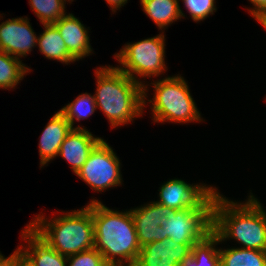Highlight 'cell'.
Instances as JSON below:
<instances>
[{
	"instance_id": "15",
	"label": "cell",
	"mask_w": 266,
	"mask_h": 266,
	"mask_svg": "<svg viewBox=\"0 0 266 266\" xmlns=\"http://www.w3.org/2000/svg\"><path fill=\"white\" fill-rule=\"evenodd\" d=\"M21 237L28 246L21 245L18 249L33 266H66L67 256L50 247L29 226L25 227Z\"/></svg>"
},
{
	"instance_id": "26",
	"label": "cell",
	"mask_w": 266,
	"mask_h": 266,
	"mask_svg": "<svg viewBox=\"0 0 266 266\" xmlns=\"http://www.w3.org/2000/svg\"><path fill=\"white\" fill-rule=\"evenodd\" d=\"M254 8L249 9V13L260 22L266 16V0H249Z\"/></svg>"
},
{
	"instance_id": "10",
	"label": "cell",
	"mask_w": 266,
	"mask_h": 266,
	"mask_svg": "<svg viewBox=\"0 0 266 266\" xmlns=\"http://www.w3.org/2000/svg\"><path fill=\"white\" fill-rule=\"evenodd\" d=\"M171 210L157 202L130 209L141 248L146 244L164 239L162 227L167 225V216Z\"/></svg>"
},
{
	"instance_id": "13",
	"label": "cell",
	"mask_w": 266,
	"mask_h": 266,
	"mask_svg": "<svg viewBox=\"0 0 266 266\" xmlns=\"http://www.w3.org/2000/svg\"><path fill=\"white\" fill-rule=\"evenodd\" d=\"M101 140V137H94L89 130L77 126L66 135L58 156L68 161L76 174L87 161L89 153Z\"/></svg>"
},
{
	"instance_id": "19",
	"label": "cell",
	"mask_w": 266,
	"mask_h": 266,
	"mask_svg": "<svg viewBox=\"0 0 266 266\" xmlns=\"http://www.w3.org/2000/svg\"><path fill=\"white\" fill-rule=\"evenodd\" d=\"M219 242V237L212 231L193 245L192 256L180 266H221L219 249L215 248Z\"/></svg>"
},
{
	"instance_id": "4",
	"label": "cell",
	"mask_w": 266,
	"mask_h": 266,
	"mask_svg": "<svg viewBox=\"0 0 266 266\" xmlns=\"http://www.w3.org/2000/svg\"><path fill=\"white\" fill-rule=\"evenodd\" d=\"M47 220L45 216L38 214L28 226L61 255L68 257L94 248L90 203L81 210Z\"/></svg>"
},
{
	"instance_id": "6",
	"label": "cell",
	"mask_w": 266,
	"mask_h": 266,
	"mask_svg": "<svg viewBox=\"0 0 266 266\" xmlns=\"http://www.w3.org/2000/svg\"><path fill=\"white\" fill-rule=\"evenodd\" d=\"M164 49L165 37L161 33L133 44L127 43L119 53L114 54V58L122 65L116 68L144 86V107L147 86L135 76L150 78V76L156 77L163 73L166 70Z\"/></svg>"
},
{
	"instance_id": "7",
	"label": "cell",
	"mask_w": 266,
	"mask_h": 266,
	"mask_svg": "<svg viewBox=\"0 0 266 266\" xmlns=\"http://www.w3.org/2000/svg\"><path fill=\"white\" fill-rule=\"evenodd\" d=\"M214 201L215 196L204 207L171 210L167 225L162 227L164 239L185 244H195L204 239L212 232Z\"/></svg>"
},
{
	"instance_id": "24",
	"label": "cell",
	"mask_w": 266,
	"mask_h": 266,
	"mask_svg": "<svg viewBox=\"0 0 266 266\" xmlns=\"http://www.w3.org/2000/svg\"><path fill=\"white\" fill-rule=\"evenodd\" d=\"M195 22L204 20L216 11L215 0H182Z\"/></svg>"
},
{
	"instance_id": "17",
	"label": "cell",
	"mask_w": 266,
	"mask_h": 266,
	"mask_svg": "<svg viewBox=\"0 0 266 266\" xmlns=\"http://www.w3.org/2000/svg\"><path fill=\"white\" fill-rule=\"evenodd\" d=\"M45 30L38 36L37 45L47 58L68 64L76 61L68 52L66 44L54 24H44Z\"/></svg>"
},
{
	"instance_id": "21",
	"label": "cell",
	"mask_w": 266,
	"mask_h": 266,
	"mask_svg": "<svg viewBox=\"0 0 266 266\" xmlns=\"http://www.w3.org/2000/svg\"><path fill=\"white\" fill-rule=\"evenodd\" d=\"M29 70L30 68L26 67L19 58L0 51V88L15 89Z\"/></svg>"
},
{
	"instance_id": "28",
	"label": "cell",
	"mask_w": 266,
	"mask_h": 266,
	"mask_svg": "<svg viewBox=\"0 0 266 266\" xmlns=\"http://www.w3.org/2000/svg\"><path fill=\"white\" fill-rule=\"evenodd\" d=\"M110 6L112 12H116L115 10L120 9L121 6H124L128 0H105Z\"/></svg>"
},
{
	"instance_id": "25",
	"label": "cell",
	"mask_w": 266,
	"mask_h": 266,
	"mask_svg": "<svg viewBox=\"0 0 266 266\" xmlns=\"http://www.w3.org/2000/svg\"><path fill=\"white\" fill-rule=\"evenodd\" d=\"M69 266H101L105 261L95 248L67 257Z\"/></svg>"
},
{
	"instance_id": "9",
	"label": "cell",
	"mask_w": 266,
	"mask_h": 266,
	"mask_svg": "<svg viewBox=\"0 0 266 266\" xmlns=\"http://www.w3.org/2000/svg\"><path fill=\"white\" fill-rule=\"evenodd\" d=\"M217 188L206 185H191L181 179H171L159 190V200L155 201L172 210L204 207L217 192Z\"/></svg>"
},
{
	"instance_id": "12",
	"label": "cell",
	"mask_w": 266,
	"mask_h": 266,
	"mask_svg": "<svg viewBox=\"0 0 266 266\" xmlns=\"http://www.w3.org/2000/svg\"><path fill=\"white\" fill-rule=\"evenodd\" d=\"M36 36L27 17L8 19L0 24V51L20 59L37 45Z\"/></svg>"
},
{
	"instance_id": "2",
	"label": "cell",
	"mask_w": 266,
	"mask_h": 266,
	"mask_svg": "<svg viewBox=\"0 0 266 266\" xmlns=\"http://www.w3.org/2000/svg\"><path fill=\"white\" fill-rule=\"evenodd\" d=\"M90 211L94 225V248L104 261L134 266L141 247L131 211H114L92 199ZM118 256V258H117Z\"/></svg>"
},
{
	"instance_id": "22",
	"label": "cell",
	"mask_w": 266,
	"mask_h": 266,
	"mask_svg": "<svg viewBox=\"0 0 266 266\" xmlns=\"http://www.w3.org/2000/svg\"><path fill=\"white\" fill-rule=\"evenodd\" d=\"M97 109L94 96L88 93L79 95L73 102L59 110L74 129V121H80L91 116ZM75 119V120H74Z\"/></svg>"
},
{
	"instance_id": "3",
	"label": "cell",
	"mask_w": 266,
	"mask_h": 266,
	"mask_svg": "<svg viewBox=\"0 0 266 266\" xmlns=\"http://www.w3.org/2000/svg\"><path fill=\"white\" fill-rule=\"evenodd\" d=\"M95 74L96 106L103 111L113 128L142 115L144 86L112 66H102L95 70Z\"/></svg>"
},
{
	"instance_id": "30",
	"label": "cell",
	"mask_w": 266,
	"mask_h": 266,
	"mask_svg": "<svg viewBox=\"0 0 266 266\" xmlns=\"http://www.w3.org/2000/svg\"><path fill=\"white\" fill-rule=\"evenodd\" d=\"M101 266H127V265L118 262L105 261Z\"/></svg>"
},
{
	"instance_id": "1",
	"label": "cell",
	"mask_w": 266,
	"mask_h": 266,
	"mask_svg": "<svg viewBox=\"0 0 266 266\" xmlns=\"http://www.w3.org/2000/svg\"><path fill=\"white\" fill-rule=\"evenodd\" d=\"M215 193L212 231L220 242L235 239L241 248L266 251V211L258 199L248 196L245 203H235Z\"/></svg>"
},
{
	"instance_id": "11",
	"label": "cell",
	"mask_w": 266,
	"mask_h": 266,
	"mask_svg": "<svg viewBox=\"0 0 266 266\" xmlns=\"http://www.w3.org/2000/svg\"><path fill=\"white\" fill-rule=\"evenodd\" d=\"M194 244L175 243L170 238L146 244L134 266H180L192 256Z\"/></svg>"
},
{
	"instance_id": "29",
	"label": "cell",
	"mask_w": 266,
	"mask_h": 266,
	"mask_svg": "<svg viewBox=\"0 0 266 266\" xmlns=\"http://www.w3.org/2000/svg\"><path fill=\"white\" fill-rule=\"evenodd\" d=\"M17 266H33L17 248Z\"/></svg>"
},
{
	"instance_id": "8",
	"label": "cell",
	"mask_w": 266,
	"mask_h": 266,
	"mask_svg": "<svg viewBox=\"0 0 266 266\" xmlns=\"http://www.w3.org/2000/svg\"><path fill=\"white\" fill-rule=\"evenodd\" d=\"M76 175L99 192L122 184L120 160L104 139L89 153Z\"/></svg>"
},
{
	"instance_id": "27",
	"label": "cell",
	"mask_w": 266,
	"mask_h": 266,
	"mask_svg": "<svg viewBox=\"0 0 266 266\" xmlns=\"http://www.w3.org/2000/svg\"><path fill=\"white\" fill-rule=\"evenodd\" d=\"M0 266H17V249L7 258L0 256Z\"/></svg>"
},
{
	"instance_id": "23",
	"label": "cell",
	"mask_w": 266,
	"mask_h": 266,
	"mask_svg": "<svg viewBox=\"0 0 266 266\" xmlns=\"http://www.w3.org/2000/svg\"><path fill=\"white\" fill-rule=\"evenodd\" d=\"M64 0H29L32 11L44 24H54L65 16Z\"/></svg>"
},
{
	"instance_id": "14",
	"label": "cell",
	"mask_w": 266,
	"mask_h": 266,
	"mask_svg": "<svg viewBox=\"0 0 266 266\" xmlns=\"http://www.w3.org/2000/svg\"><path fill=\"white\" fill-rule=\"evenodd\" d=\"M54 25L62 36L69 54L80 60L92 52L86 27L74 15L61 17Z\"/></svg>"
},
{
	"instance_id": "18",
	"label": "cell",
	"mask_w": 266,
	"mask_h": 266,
	"mask_svg": "<svg viewBox=\"0 0 266 266\" xmlns=\"http://www.w3.org/2000/svg\"><path fill=\"white\" fill-rule=\"evenodd\" d=\"M140 2L143 11L160 30L185 17L178 0H140Z\"/></svg>"
},
{
	"instance_id": "5",
	"label": "cell",
	"mask_w": 266,
	"mask_h": 266,
	"mask_svg": "<svg viewBox=\"0 0 266 266\" xmlns=\"http://www.w3.org/2000/svg\"><path fill=\"white\" fill-rule=\"evenodd\" d=\"M152 113L154 122L191 123L200 121L201 116L183 77H165L155 81Z\"/></svg>"
},
{
	"instance_id": "31",
	"label": "cell",
	"mask_w": 266,
	"mask_h": 266,
	"mask_svg": "<svg viewBox=\"0 0 266 266\" xmlns=\"http://www.w3.org/2000/svg\"><path fill=\"white\" fill-rule=\"evenodd\" d=\"M266 30V18H263L260 22H259Z\"/></svg>"
},
{
	"instance_id": "20",
	"label": "cell",
	"mask_w": 266,
	"mask_h": 266,
	"mask_svg": "<svg viewBox=\"0 0 266 266\" xmlns=\"http://www.w3.org/2000/svg\"><path fill=\"white\" fill-rule=\"evenodd\" d=\"M221 266H266V251L231 248L219 249Z\"/></svg>"
},
{
	"instance_id": "16",
	"label": "cell",
	"mask_w": 266,
	"mask_h": 266,
	"mask_svg": "<svg viewBox=\"0 0 266 266\" xmlns=\"http://www.w3.org/2000/svg\"><path fill=\"white\" fill-rule=\"evenodd\" d=\"M72 130L65 116L58 111L44 128L39 141L40 165H46L51 159L58 156L61 144L66 135Z\"/></svg>"
}]
</instances>
